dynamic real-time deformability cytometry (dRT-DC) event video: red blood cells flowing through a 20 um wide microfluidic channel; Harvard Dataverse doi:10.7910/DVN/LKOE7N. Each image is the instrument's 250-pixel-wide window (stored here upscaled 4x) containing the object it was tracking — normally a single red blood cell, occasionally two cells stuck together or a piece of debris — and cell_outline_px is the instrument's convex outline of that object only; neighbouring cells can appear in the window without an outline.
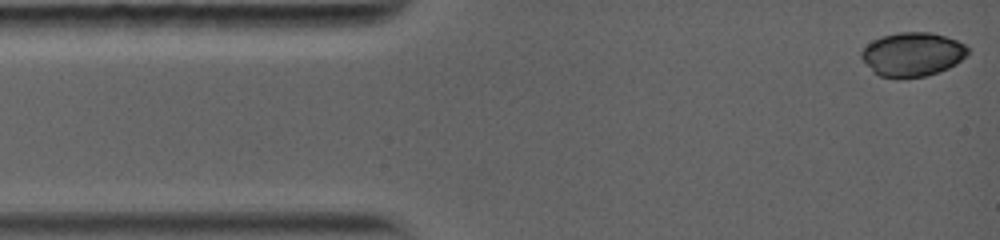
{"species": "common noctule bat (a hibernating species)", "species_latin": "Nyctalus noctula", "temperature_condition": "warm", "stored_images_in_passage": 12, "camera_frame_rate_fps": 5000, "um_per_image_px": 0.085, "animal": {"sex": "female", "body_mass_g": 19.0, "forearm_length_mm": 56.7}, "frame": {"image": 1, "passage_image": 1, "time_ms": 0.0, "image_size_px": [1000, 240], "cell_outline_px": [[968, 52], [956, 64], [948, 68], [928, 76], [896, 80], [880, 76], [860, 56], [860, 52], [872, 40], [880, 36], [900, 32], [932, 32], [956, 40], [964, 44], [968, 48]], "centroid_in_image_um": [77.55, 4.63], "position_along_channel_um": 7.5, "area_um2": 27.34}}
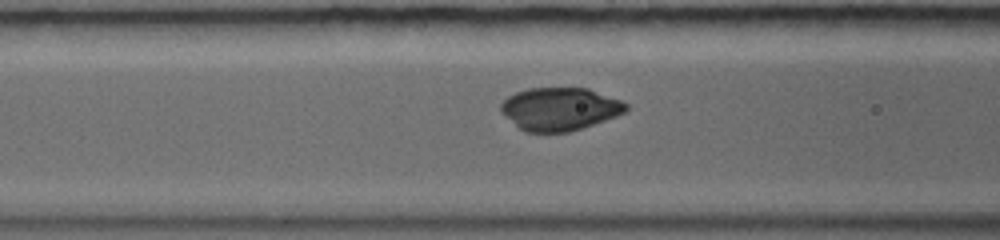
{"frame": {"image": 2, "passage_image": 9, "time_ms": 4.6, "image_size_px": [1000, 240], "cell_outline_px": [[628, 108], [624, 112], [616, 116], [568, 132], [528, 132], [520, 128], [500, 112], [500, 104], [508, 96], [516, 92], [528, 88], [588, 88], [620, 100], [628, 104]], "centroid_in_image_um": [47.56, 9.25], "position_along_channel_um": 119.0, "area_um2": 30.98}}
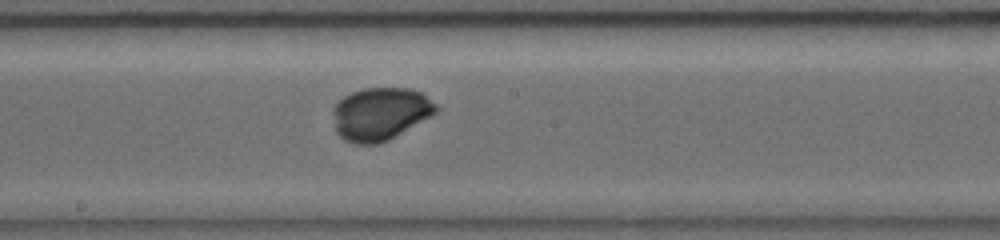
{"frame": {"image": 3, "passage_image": 12, "time_ms": 7.0, "image_size_px": [1000, 240], "cell_outline_px": [[440, 108], [432, 116], [388, 140], [376, 144], [356, 144], [344, 140], [336, 132], [332, 112], [332, 108], [344, 96], [352, 92], [364, 88], [412, 88], [424, 92]], "centroid_in_image_um": [32.34, 9.66], "position_along_channel_um": 215.9, "area_um2": 32.02}}